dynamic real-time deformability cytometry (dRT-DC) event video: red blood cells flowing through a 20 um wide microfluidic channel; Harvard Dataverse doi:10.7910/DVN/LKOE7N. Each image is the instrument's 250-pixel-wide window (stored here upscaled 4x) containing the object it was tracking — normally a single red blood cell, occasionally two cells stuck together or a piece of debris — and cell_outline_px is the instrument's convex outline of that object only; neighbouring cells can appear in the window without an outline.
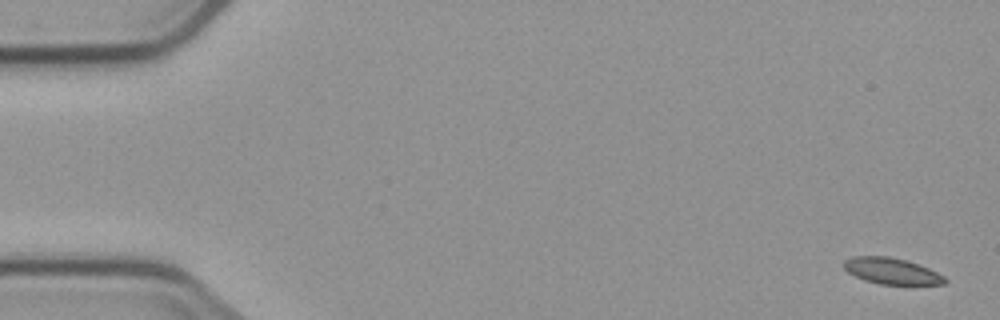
{"species": "common noctule bat (a hibernating species)", "species_latin": "Nyctalus noctula", "temperature_condition": "cold", "stored_images_in_passage": 5, "camera_frame_rate_fps": 3000, "um_per_image_px": 0.085, "animal": {"sex": "male", "body_mass_g": 23.1, "forearm_length_mm": 52.7}, "frame": {"image": 1, "passage_image": 1, "time_ms": 0.0, "image_size_px": [1000, 320], "cell_outline_px": [[948, 280], [944, 284], [880, 284], [864, 280], [848, 272], [844, 268], [844, 260], [852, 256], [888, 256], [904, 260], [928, 268], [944, 276]], "centroid_in_image_um": [75.76, 23.03], "position_along_channel_um": 9.2, "area_um2": 15.2}}
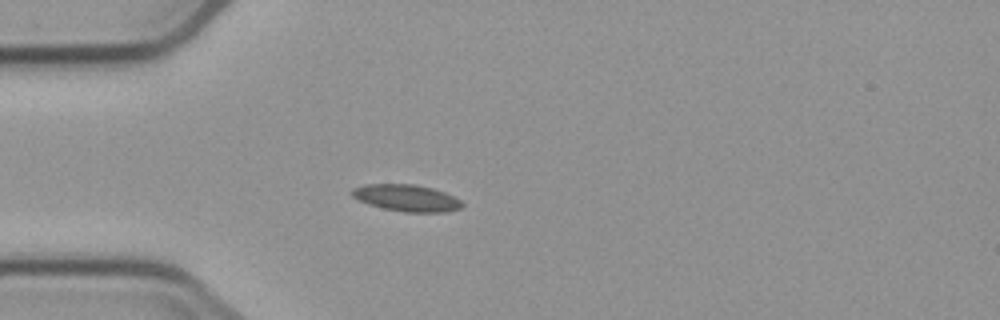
{"frame": {"image": 2, "passage_image": 5, "time_ms": 4.667, "image_size_px": [1000, 320], "cell_outline_px": [[464, 204], [460, 208], [444, 212], [404, 212], [384, 208], [368, 204], [352, 196], [348, 192], [352, 188], [364, 184], [416, 184], [432, 188], [444, 192], [460, 200]], "centroid_in_image_um": [34.52, 16.81], "position_along_channel_um": 50.5, "area_um2": 17.17}}